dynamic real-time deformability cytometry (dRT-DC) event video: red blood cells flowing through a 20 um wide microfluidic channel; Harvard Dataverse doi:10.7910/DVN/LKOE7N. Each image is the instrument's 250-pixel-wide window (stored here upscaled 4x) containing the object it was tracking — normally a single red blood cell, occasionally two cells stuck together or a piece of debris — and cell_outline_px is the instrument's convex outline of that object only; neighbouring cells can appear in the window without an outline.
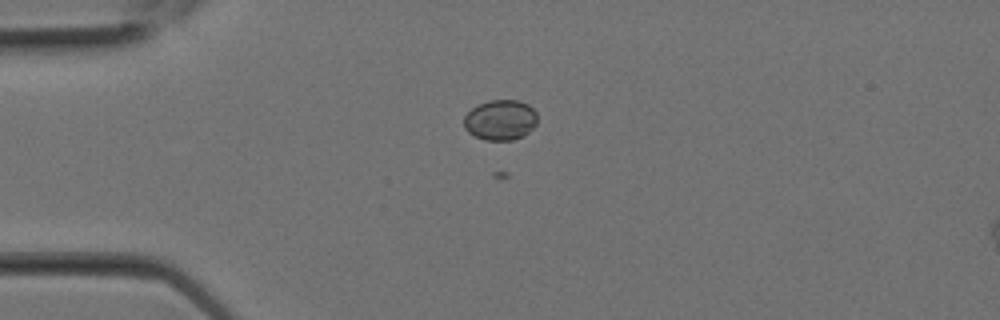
{"species": "Egyptian fruit bat (a non-hibernating species)", "species_latin": "Rousettus aegyptiacus", "temperature_condition": "room temperature", "stored_images_in_passage": 7, "camera_frame_rate_fps": 3000, "um_per_image_px": 0.085, "animal": {"sex": "female"}, "frame": {"image": 1, "passage_image": 4, "time_ms": 1.0, "image_size_px": [1000, 320], "cell_outline_px": [[536, 124], [524, 136], [512, 140], [484, 140], [472, 136], [464, 128], [464, 116], [472, 108], [488, 100], [520, 100], [528, 104], [536, 112]], "centroid_in_image_um": [42.52, 10.2], "position_along_channel_um": 42.5, "area_um2": 17.4}}
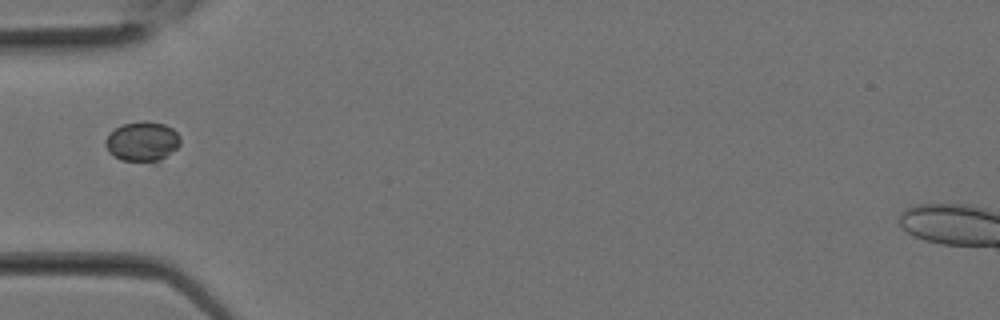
{"frame": {"image": 2, "passage_image": 6, "time_ms": 1.667, "image_size_px": [1000, 320], "cell_outline_px": [[180, 144], [176, 148], [156, 164], [120, 160], [112, 156], [108, 152], [104, 144], [104, 140], [116, 128], [124, 124], [164, 124], [172, 128], [180, 136]], "centroid_in_image_um": [12.08, 12.12], "position_along_channel_um": 72.9, "area_um2": 17.11}}